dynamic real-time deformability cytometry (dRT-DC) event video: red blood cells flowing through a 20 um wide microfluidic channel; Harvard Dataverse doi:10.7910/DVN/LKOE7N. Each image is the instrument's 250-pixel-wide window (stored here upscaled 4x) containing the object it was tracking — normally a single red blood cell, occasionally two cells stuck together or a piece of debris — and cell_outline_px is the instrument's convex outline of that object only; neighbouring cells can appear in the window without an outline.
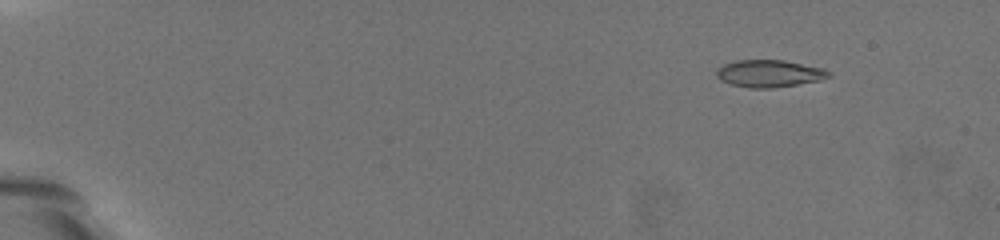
{"species": "common noctule bat (a hibernating species)", "species_latin": "Nyctalus noctula", "temperature_condition": "warm", "stored_images_in_passage": 67, "camera_frame_rate_fps": 3000, "um_per_image_px": 0.085, "animal": {"sex": "female", "body_mass_g": 19.5, "forearm_length_mm": 54.1}, "frame": {"image": 1, "passage_image": 9, "time_ms": 2.667, "image_size_px": [1000, 240], "cell_outline_px": [[832, 76], [820, 80], [772, 88], [748, 88], [732, 84], [720, 80], [716, 76], [716, 72], [724, 64], [736, 60], [784, 60], [824, 68], [832, 72]], "centroid_in_image_um": [65.42, 6.24], "position_along_channel_um": 19.6, "area_um2": 17.8}}
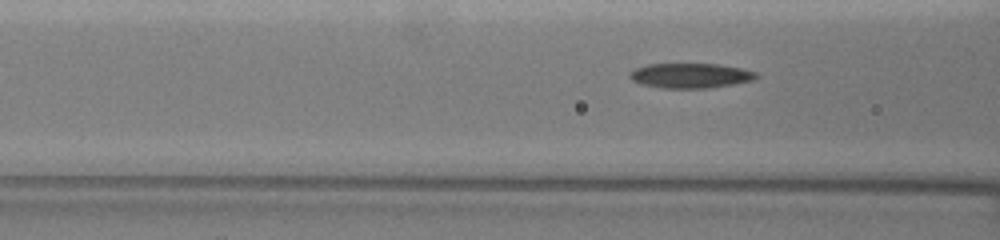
{"frame": {"image": 2, "passage_image": 30, "time_ms": 9.667, "image_size_px": [1000, 240], "cell_outline_px": [[760, 76], [752, 80], [732, 84], [708, 88], [664, 88], [640, 84], [632, 80], [628, 76], [628, 72], [636, 68], [648, 64], [720, 64], [740, 68], [756, 72]], "centroid_in_image_um": [58.66, 6.42], "position_along_channel_um": 107.9, "area_um2": 18.32}}
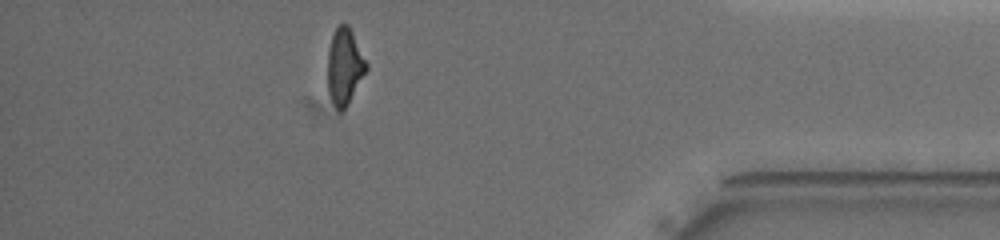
{"frame": {"image": 3, "passage_image": 60, "time_ms": 19.667, "image_size_px": [1000, 240], "cell_outline_px": [[368, 68], [348, 104], [340, 112], [336, 108], [328, 92], [328, 52], [332, 36], [336, 28], [340, 24], [348, 24], [368, 64]], "centroid_in_image_um": [29.29, 5.65], "position_along_channel_um": 405.9, "area_um2": 16.94}, "authors_computed_cell_mechanics": {"area_um2": 18.1492, "velocity_mm_per_s": 3.2972, "shape_relaxation_time_tau1_ms": 7.2965, "shape_relaxation_time_tau2_ms": 2.5297, "deformation_change_tau1": 0.2204, "deformation_change_tau2": 0.0915}}